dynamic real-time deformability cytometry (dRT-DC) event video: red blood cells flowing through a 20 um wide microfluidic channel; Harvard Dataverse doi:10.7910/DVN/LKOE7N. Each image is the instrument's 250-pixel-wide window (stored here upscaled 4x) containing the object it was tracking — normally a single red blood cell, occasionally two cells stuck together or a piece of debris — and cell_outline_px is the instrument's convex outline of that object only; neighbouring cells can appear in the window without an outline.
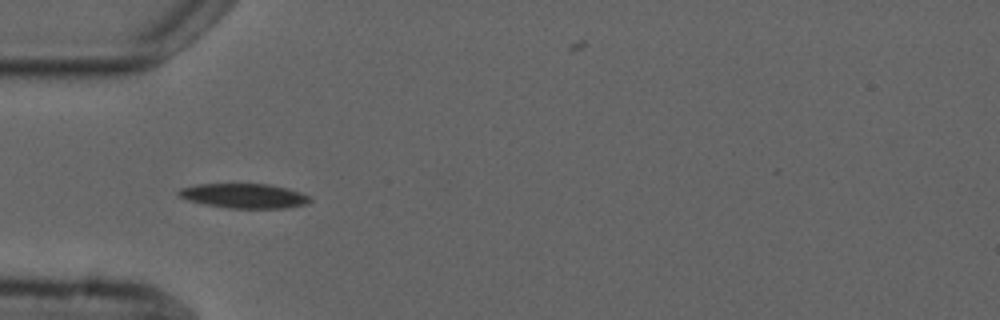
{"species": "common noctule bat (a hibernating species)", "species_latin": "Nyctalus noctula", "temperature_condition": "cold", "stored_images_in_passage": 7, "camera_frame_rate_fps": 3000, "um_per_image_px": 0.085, "animal": {"sex": "male", "forearm_length_mm": 52.5}, "frame": {"image": 1, "passage_image": 1, "time_ms": 0.0, "image_size_px": [1000, 320], "cell_outline_px": [[312, 200], [308, 204], [284, 208], [228, 208], [204, 204], [188, 200], [180, 196], [176, 192], [180, 188], [196, 184], [268, 184], [288, 188], [300, 192], [308, 196]], "centroid_in_image_um": [20.75, 16.64], "position_along_channel_um": 64.3, "area_um2": 18.84}}
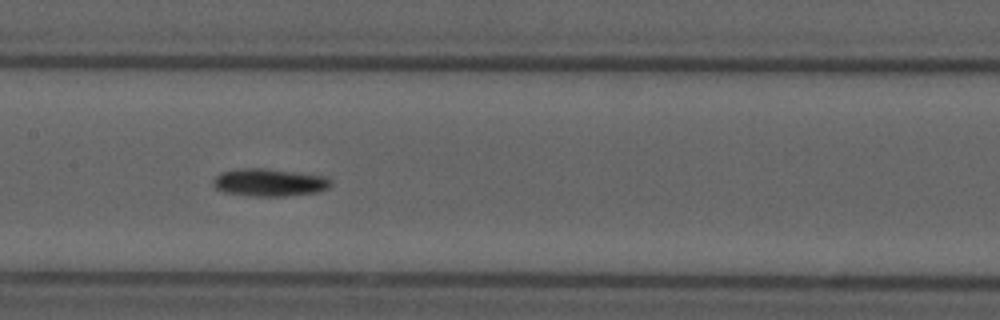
{"frame": {"image": 2, "passage_image": 4, "time_ms": 3.333, "image_size_px": [1000, 320], "cell_outline_px": [[332, 184], [328, 188], [316, 192], [284, 196], [248, 196], [224, 192], [216, 188], [212, 184], [212, 180], [220, 172], [240, 168], [268, 168], [328, 176], [332, 180]], "centroid_in_image_um": [22.9, 15.49], "position_along_channel_um": 184.5, "area_um2": 19.25}}
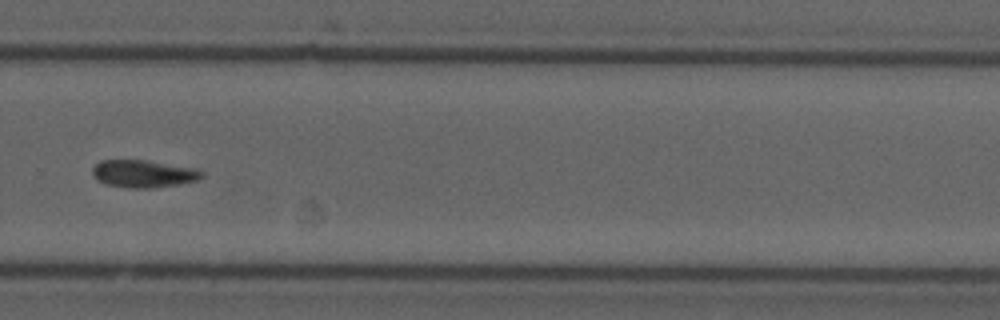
{"frame": {"image": 3, "passage_image": 7, "time_ms": 7.0, "image_size_px": [1000, 320], "cell_outline_px": [[204, 176], [196, 180], [180, 184], [152, 188], [128, 188], [108, 184], [96, 180], [92, 176], [92, 168], [100, 160], [144, 160], [196, 168], [204, 172]], "centroid_in_image_um": [12.18, 14.77], "position_along_channel_um": 317.6, "area_um2": 17.57}}